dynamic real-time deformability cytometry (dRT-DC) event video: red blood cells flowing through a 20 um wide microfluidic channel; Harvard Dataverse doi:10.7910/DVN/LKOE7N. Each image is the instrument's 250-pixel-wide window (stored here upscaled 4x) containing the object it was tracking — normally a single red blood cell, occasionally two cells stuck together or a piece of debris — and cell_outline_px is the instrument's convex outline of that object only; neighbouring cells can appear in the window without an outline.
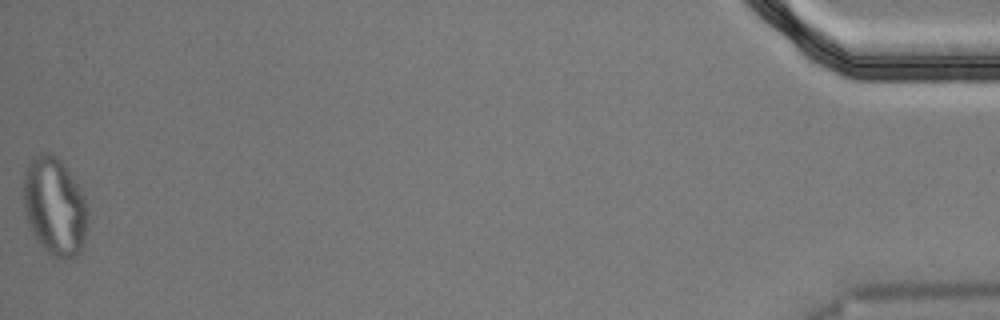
{"species": "Egyptian fruit bat (a non-hibernating species)", "species_latin": "Rousettus aegyptiacus", "temperature_condition": "cold", "stored_images_in_passage": 56, "segment_of_instrument_passage": [2, 2], "camera_frame_rate_fps": 3000, "um_per_image_px": 0.085, "animal": {"sex": "male"}, "frame": {"image": 1, "passage_image": 56, "time_ms": 18.333, "image_size_px": [1000, 320], "cell_outline_px": [[88, 228], [80, 252], [76, 256], [64, 260], [60, 260], [52, 256], [36, 240], [32, 232], [24, 208], [24, 172], [32, 156], [40, 152], [48, 152], [56, 156], [64, 164], [80, 188], [84, 196], [88, 208]], "centroid_in_image_um": [4.67, 17.55], "position_along_channel_um": 430.5, "area_um2": 37.17}}